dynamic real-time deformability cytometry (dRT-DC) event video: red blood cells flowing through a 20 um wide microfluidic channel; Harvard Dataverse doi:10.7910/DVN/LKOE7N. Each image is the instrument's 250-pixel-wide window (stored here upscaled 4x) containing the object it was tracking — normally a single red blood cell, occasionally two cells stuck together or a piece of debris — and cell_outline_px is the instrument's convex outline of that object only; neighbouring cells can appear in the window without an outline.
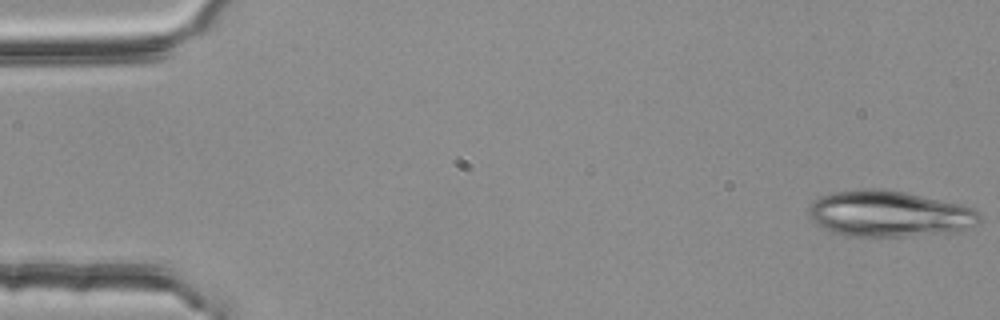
{"species": "common noctule bat (a hibernating species)", "species_latin": "Nyctalus noctula", "temperature_condition": "room temperature", "stored_images_in_passage": 53, "camera_frame_rate_fps": 3000, "um_per_image_px": 0.085, "animal": {"sex": "female", "body_mass_g": 25.1}, "frame": {"image": 1, "passage_image": 1, "time_ms": 0.0, "image_size_px": [1000, 320], "cell_outline_px": [[980, 220], [976, 224], [956, 232], [904, 236], [844, 236], [832, 232], [816, 224], [808, 216], [808, 208], [820, 196], [832, 192], [860, 188], [880, 188], [904, 192], [960, 204], [972, 208], [980, 212]], "centroid_in_image_um": [75.55, 18.17], "position_along_channel_um": 9.5, "area_um2": 45.95}}
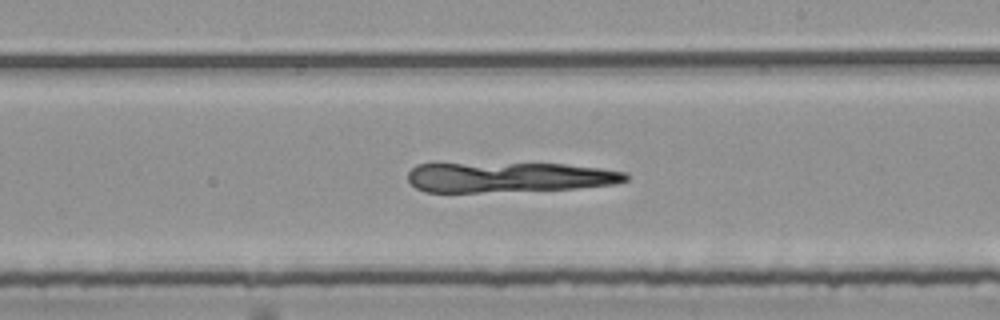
{"frame": {"image": 2, "passage_image": 31, "time_ms": 10.0, "image_size_px": [1000, 320], "cell_outline_px": [[628, 180], [616, 184], [576, 188], [480, 192], [424, 192], [416, 188], [408, 180], [408, 172], [416, 164], [564, 164], [600, 168], [624, 172], [628, 176]], "centroid_in_image_um": [43.25, 15.07], "position_along_channel_um": 245.7, "area_um2": 37.86}}
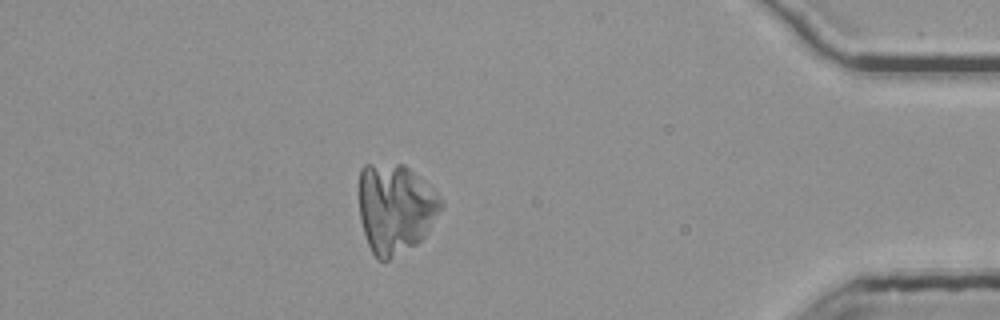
{"frame": {"image": 3, "passage_image": 47, "time_ms": 15.333, "image_size_px": [1000, 320], "cell_outline_px": [[444, 204], [424, 236], [416, 244], [388, 260], [376, 260], [368, 244], [360, 220], [360, 168], [364, 164], [404, 164], [436, 192]], "centroid_in_image_um": [33.58, 17.71], "position_along_channel_um": 401.6, "area_um2": 42.37}}